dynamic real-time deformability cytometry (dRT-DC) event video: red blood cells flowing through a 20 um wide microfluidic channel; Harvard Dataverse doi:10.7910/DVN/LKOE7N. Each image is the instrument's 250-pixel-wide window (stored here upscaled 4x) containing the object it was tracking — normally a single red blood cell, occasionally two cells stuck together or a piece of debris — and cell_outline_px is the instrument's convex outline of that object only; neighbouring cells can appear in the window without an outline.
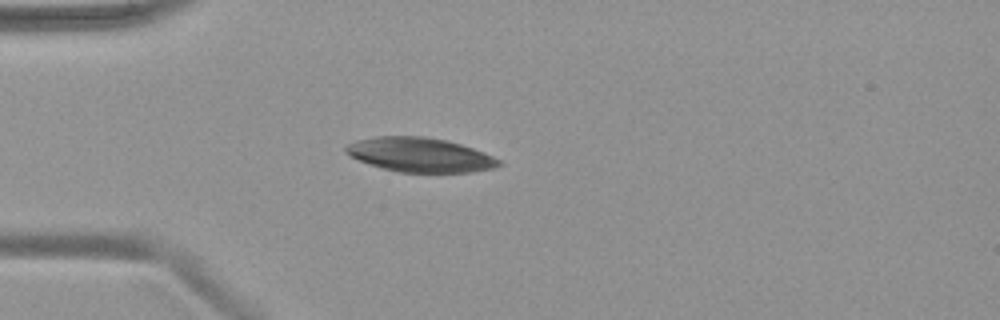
{"species": "common noctule bat (a hibernating species)", "species_latin": "Nyctalus noctula", "temperature_condition": "warm", "stored_images_in_passage": 39, "camera_frame_rate_fps": 3000, "um_per_image_px": 0.085, "animal": {"sex": "female", "body_mass_g": 19.9}, "frame": {"image": 1, "passage_image": 1, "time_ms": 0.0, "image_size_px": [1000, 320], "cell_outline_px": [[504, 164], [496, 168], [472, 172], [400, 172], [380, 168], [360, 160], [344, 152], [344, 148], [348, 144], [356, 140], [376, 136], [424, 136], [448, 140], [484, 152], [500, 160]], "centroid_in_image_um": [35.72, 13.16], "position_along_channel_um": 49.3, "area_um2": 30.69}}
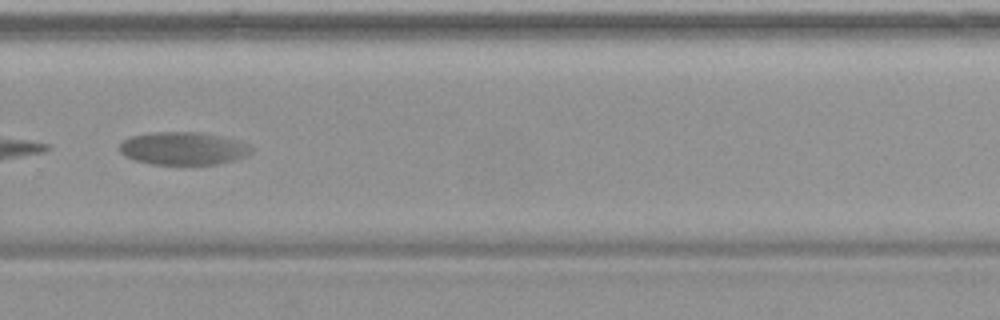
{"frame": {"image": 2, "passage_image": 23, "time_ms": 7.333, "image_size_px": [1000, 320], "cell_outline_px": [[252, 152], [244, 156], [220, 164], [152, 164], [136, 160], [124, 156], [120, 152], [120, 144], [124, 140], [132, 136], [152, 132], [200, 132], [236, 140], [248, 144], [252, 148]], "centroid_in_image_um": [15.56, 12.61], "position_along_channel_um": 314.2, "area_um2": 24.97}}
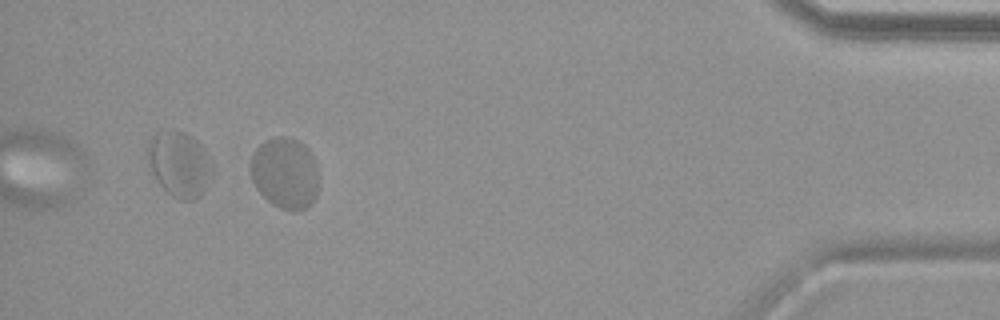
{"frame": {"image": 3, "passage_image": 35, "time_ms": 11.333, "image_size_px": [1000, 320], "cell_outline_px": [[320, 176], [316, 196], [312, 204], [308, 208], [280, 208], [272, 204], [256, 188], [252, 180], [248, 168], [248, 164], [252, 152], [264, 140], [272, 136], [292, 136], [300, 140], [308, 148], [316, 164]], "centroid_in_image_um": [24.21, 14.64], "position_along_channel_um": 411.0, "area_um2": 29.02}}